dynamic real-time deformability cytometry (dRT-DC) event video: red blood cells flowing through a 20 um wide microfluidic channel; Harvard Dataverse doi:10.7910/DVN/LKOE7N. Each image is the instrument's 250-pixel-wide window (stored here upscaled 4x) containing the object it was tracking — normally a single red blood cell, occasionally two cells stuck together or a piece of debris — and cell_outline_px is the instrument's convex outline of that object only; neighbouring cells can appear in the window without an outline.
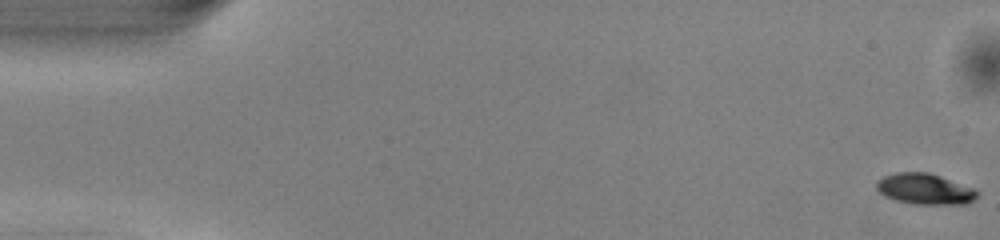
{"species": "common noctule bat (a hibernating species)", "species_latin": "Nyctalus noctula", "temperature_condition": "warm", "stored_images_in_passage": 51, "camera_frame_rate_fps": 3000, "um_per_image_px": 0.085, "animal": {"sex": "male", "body_mass_g": 13.0, "forearm_length_mm": 53.1}, "frame": {"image": 1, "passage_image": 1, "time_ms": 0.0, "image_size_px": [1000, 240], "cell_outline_px": [[980, 192], [968, 204], [912, 204], [896, 200], [884, 196], [876, 188], [876, 180], [884, 176], [896, 172], [928, 172], [940, 176], [972, 188]], "centroid_in_image_um": [78.57, 16.06], "position_along_channel_um": 6.4, "area_um2": 18.03}}
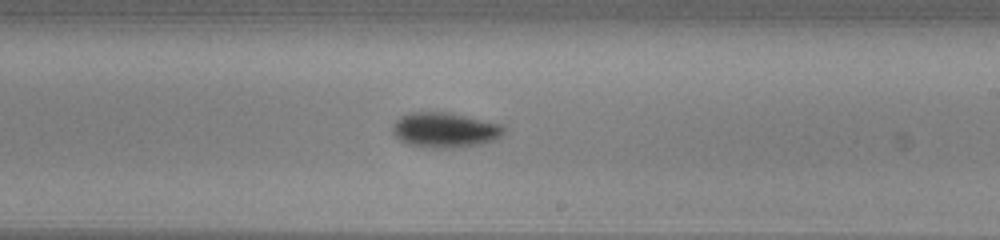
{"frame": {"image": 2, "passage_image": 30, "time_ms": 9.667, "image_size_px": [1000, 240], "cell_outline_px": [[504, 132], [496, 140], [480, 144], [452, 148], [432, 148], [408, 144], [400, 140], [392, 132], [392, 124], [400, 116], [408, 112], [448, 112], [500, 124], [504, 128]], "centroid_in_image_um": [37.78, 11.05], "position_along_channel_um": 251.2, "area_um2": 22.72}}
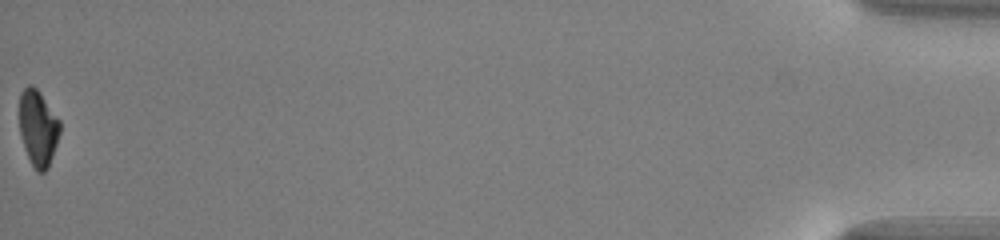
{"frame": {"image": 3, "passage_image": 51, "time_ms": 16.667, "image_size_px": [1000, 240], "cell_outline_px": [[60, 132], [48, 168], [44, 172], [36, 172], [28, 156], [20, 136], [20, 92], [28, 84], [32, 84], [36, 88], [60, 120]], "centroid_in_image_um": [3.23, 10.87], "position_along_channel_um": 432.0, "area_um2": 17.74}, "authors_computed_cell_mechanics": {"area_um2": 19.941, "velocity_mm_per_s": 4.0939, "shape_relaxation_time_tau1_ms": 1.7679, "shape_relaxation_time_tau2_ms": 9.1011, "deformation_change_tau1": 0.114, "deformation_change_tau2": 0.1241}}